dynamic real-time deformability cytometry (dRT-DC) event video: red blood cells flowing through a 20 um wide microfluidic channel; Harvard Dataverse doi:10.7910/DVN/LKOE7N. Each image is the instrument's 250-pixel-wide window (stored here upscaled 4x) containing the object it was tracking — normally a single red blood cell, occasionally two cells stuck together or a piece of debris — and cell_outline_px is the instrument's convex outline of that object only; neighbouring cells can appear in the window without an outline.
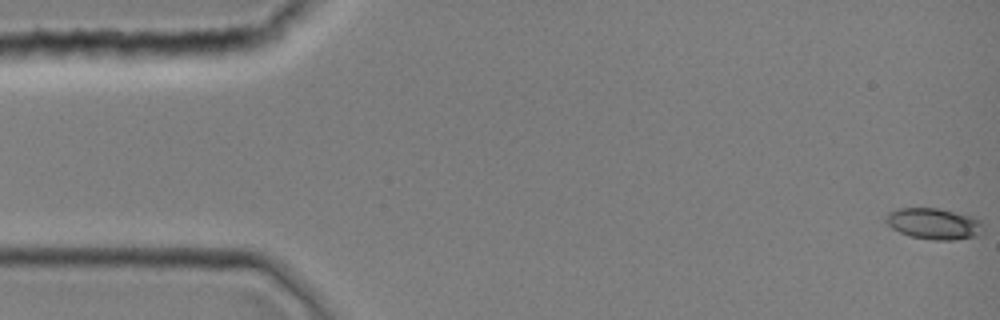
{"species": "common noctule bat (a hibernating species)", "species_latin": "Nyctalus noctula", "temperature_condition": "room temperature", "stored_images_in_passage": 8, "segment_of_instrument_passage": [1, 2], "camera_frame_rate_fps": 3000, "um_per_image_px": 0.085, "animal": {"sex": "female", "body_mass_g": 19.0, "forearm_length_mm": 51.5}, "frame": {"image": 1, "passage_image": 1, "time_ms": 0.0, "image_size_px": [1000, 320], "cell_outline_px": [[984, 232], [980, 236], [952, 240], [932, 240], [908, 236], [892, 228], [884, 220], [888, 212], [896, 208], [936, 208], [972, 216], [980, 220]], "centroid_in_image_um": [79.38, 19.02], "position_along_channel_um": 5.6, "area_um2": 17.86}}